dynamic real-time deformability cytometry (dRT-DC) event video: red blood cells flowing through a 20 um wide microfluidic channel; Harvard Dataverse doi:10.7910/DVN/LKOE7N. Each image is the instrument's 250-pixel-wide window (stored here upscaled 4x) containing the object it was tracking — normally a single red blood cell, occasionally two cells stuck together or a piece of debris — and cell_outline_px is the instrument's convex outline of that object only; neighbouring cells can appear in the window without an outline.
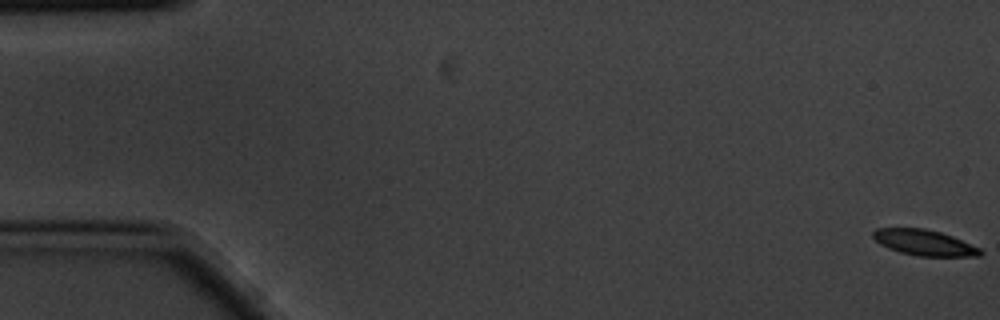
{"species": "common noctule bat (a hibernating species)", "species_latin": "Nyctalus noctula", "temperature_condition": "cold", "stored_images_in_passage": 4, "camera_frame_rate_fps": 3000, "um_per_image_px": 0.085, "animal": {"sex": "male", "body_mass_g": 20.1, "forearm_length_mm": 53.5}, "frame": {"image": 1, "passage_image": 1, "time_ms": 0.0, "image_size_px": [1000, 320], "cell_outline_px": [[984, 252], [980, 256], [916, 256], [900, 252], [888, 248], [880, 244], [872, 236], [872, 232], [876, 228], [924, 228], [940, 232], [952, 236], [980, 248]], "centroid_in_image_um": [78.55, 20.62], "position_along_channel_um": 6.4, "area_um2": 16.07}}